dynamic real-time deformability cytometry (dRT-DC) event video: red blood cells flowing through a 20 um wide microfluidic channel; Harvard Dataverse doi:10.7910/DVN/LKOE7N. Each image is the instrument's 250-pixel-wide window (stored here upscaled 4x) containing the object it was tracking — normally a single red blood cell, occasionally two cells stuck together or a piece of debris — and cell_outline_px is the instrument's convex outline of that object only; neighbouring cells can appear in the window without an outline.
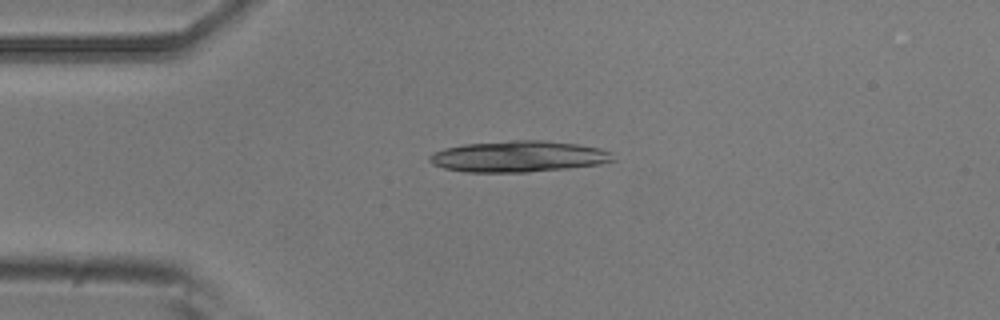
{"species": "common noctule bat (a hibernating species)", "species_latin": "Nyctalus noctula", "temperature_condition": "room temperature", "stored_images_in_passage": 2, "camera_frame_rate_fps": 3000, "um_per_image_px": 0.085, "animal": {"sex": "male", "body_mass_g": 20.5, "forearm_length_mm": 52.5}, "frame": {"image": 1, "passage_image": 1, "time_ms": 0.0, "image_size_px": [1000, 320], "cell_outline_px": [[616, 160], [600, 164], [568, 168], [528, 172], [464, 172], [444, 168], [432, 164], [428, 160], [428, 156], [432, 152], [444, 148], [464, 144], [512, 140], [544, 140], [576, 144], [600, 148], [612, 152]], "centroid_in_image_um": [44.06, 13.3], "position_along_channel_um": 40.9, "area_um2": 33.58}}